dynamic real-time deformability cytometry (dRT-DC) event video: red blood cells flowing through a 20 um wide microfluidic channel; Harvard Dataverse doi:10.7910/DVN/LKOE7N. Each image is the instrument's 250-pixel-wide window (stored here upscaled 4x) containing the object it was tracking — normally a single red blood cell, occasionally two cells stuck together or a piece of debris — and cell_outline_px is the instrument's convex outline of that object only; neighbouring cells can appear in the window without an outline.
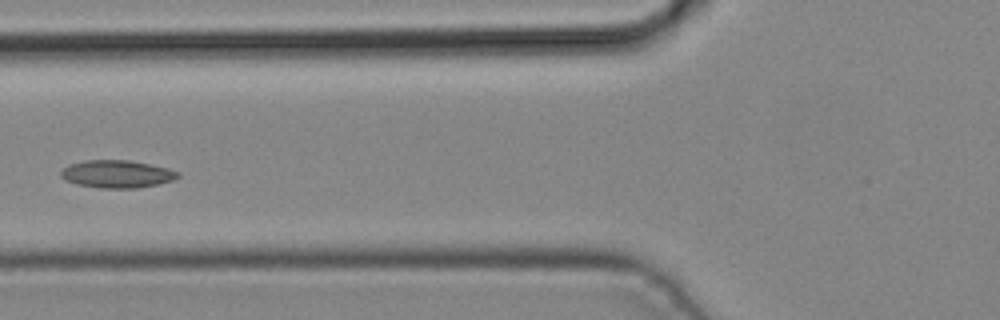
{"species": "common noctule bat (a hibernating species)", "species_latin": "Nyctalus noctula", "temperature_condition": "cold", "stored_images_in_passage": 6, "camera_frame_rate_fps": 3000, "um_per_image_px": 0.085, "animal": {"sex": "male", "body_mass_g": 19.2, "forearm_length_mm": 51.8}, "frame": {"image": 1, "passage_image": 6, "time_ms": 1.667, "image_size_px": [1000, 320], "cell_outline_px": [[180, 176], [172, 180], [156, 184], [136, 188], [100, 188], [76, 184], [64, 180], [60, 176], [60, 172], [68, 164], [84, 160], [128, 160], [168, 168], [180, 172]], "centroid_in_image_um": [9.9, 14.79], "position_along_channel_um": 115.9, "area_um2": 18.84}}